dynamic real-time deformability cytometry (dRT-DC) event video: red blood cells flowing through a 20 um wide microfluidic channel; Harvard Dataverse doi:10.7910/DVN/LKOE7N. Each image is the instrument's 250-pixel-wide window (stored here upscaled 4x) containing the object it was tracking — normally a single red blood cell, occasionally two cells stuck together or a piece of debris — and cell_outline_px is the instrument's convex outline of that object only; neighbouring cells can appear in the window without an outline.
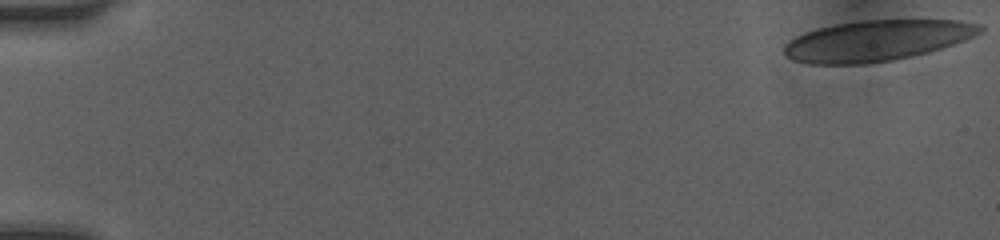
{"species": "human", "species_latin": "Homo sapiens", "temperature_condition": "room temperature", "stored_images_in_passage": 51, "camera_frame_rate_fps": 3000, "um_per_image_px": 0.085, "donor": {"sex": "female"}, "frame": {"image": 1, "passage_image": 1, "time_ms": 0.0, "image_size_px": [1000, 240], "cell_outline_px": [[984, 28], [980, 32], [964, 40], [928, 52], [912, 56], [892, 60], [868, 64], [808, 64], [792, 60], [784, 52], [784, 44], [796, 36], [820, 28], [836, 24], [860, 20], [960, 20], [980, 24]], "centroid_in_image_um": [74.51, 3.45], "position_along_channel_um": 10.5, "area_um2": 46.3}}
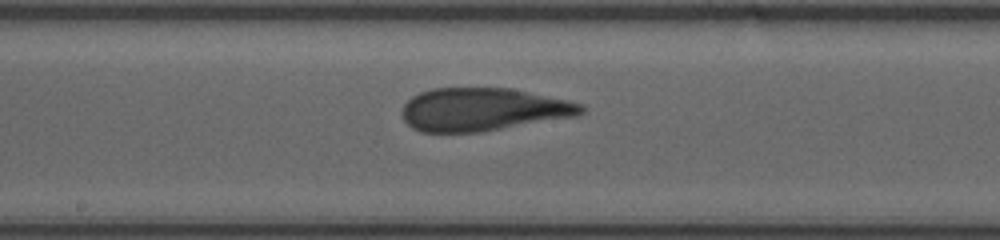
{"frame": {"image": 2, "passage_image": 29, "time_ms": 9.0, "image_size_px": [1000, 240], "cell_outline_px": [[584, 112], [576, 116], [480, 132], [420, 132], [412, 128], [404, 120], [400, 112], [404, 104], [412, 96], [420, 92], [432, 88], [512, 88], [568, 100], [584, 104]], "centroid_in_image_um": [41.03, 9.3], "position_along_channel_um": 207.2, "area_um2": 45.03}}
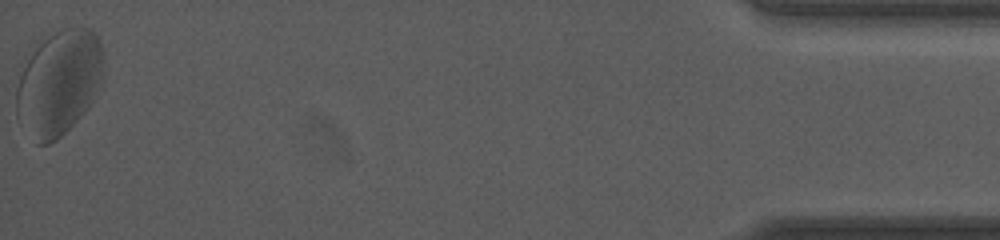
{"frame": {"image": 3, "passage_image": 51, "time_ms": 16.667, "image_size_px": [1000, 240], "cell_outline_px": [[104, 80], [88, 108], [56, 140], [48, 144], [36, 144], [16, 116], [16, 88], [20, 64], [40, 36], [64, 28], [88, 28], [96, 32], [100, 40], [104, 52]], "centroid_in_image_um": [4.98, 6.95], "position_along_channel_um": 430.2, "area_um2": 55.08}, "authors_computed_cell_mechanics": {"area_um2": 46.24, "velocity_mm_per_s": 4.0254, "shape_relaxation_time_tau1_ms": 7.8446, "shape_relaxation_time_tau2_ms": 1.0799, "deformation_change_tau1": 0.1889, "deformation_change_tau2": 0.0656}}